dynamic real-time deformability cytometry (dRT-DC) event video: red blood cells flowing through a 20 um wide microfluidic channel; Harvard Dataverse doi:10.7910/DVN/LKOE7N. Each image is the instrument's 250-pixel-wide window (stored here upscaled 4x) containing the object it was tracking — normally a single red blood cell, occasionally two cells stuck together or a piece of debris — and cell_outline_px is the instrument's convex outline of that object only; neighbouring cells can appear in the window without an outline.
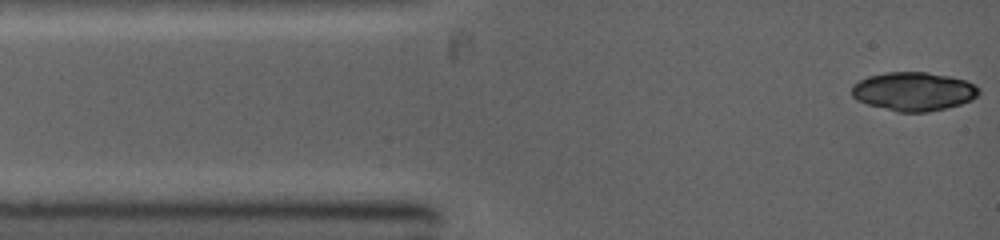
{"species": "common noctule bat (a hibernating species)", "species_latin": "Nyctalus noctula", "temperature_condition": "warm", "stored_images_in_passage": 11, "camera_frame_rate_fps": 5000, "um_per_image_px": 0.085, "animal": {"sex": "female", "body_mass_g": 19.0, "forearm_length_mm": 53.3}, "frame": {"image": 1, "passage_image": 1, "time_ms": 0.0, "image_size_px": [1000, 240], "cell_outline_px": [[980, 92], [972, 100], [960, 104], [928, 112], [896, 112], [868, 104], [856, 100], [852, 96], [852, 84], [868, 76], [884, 72], [928, 72], [948, 76], [964, 80], [976, 84], [980, 88]], "centroid_in_image_um": [77.65, 7.77], "position_along_channel_um": 7.4, "area_um2": 28.78}}